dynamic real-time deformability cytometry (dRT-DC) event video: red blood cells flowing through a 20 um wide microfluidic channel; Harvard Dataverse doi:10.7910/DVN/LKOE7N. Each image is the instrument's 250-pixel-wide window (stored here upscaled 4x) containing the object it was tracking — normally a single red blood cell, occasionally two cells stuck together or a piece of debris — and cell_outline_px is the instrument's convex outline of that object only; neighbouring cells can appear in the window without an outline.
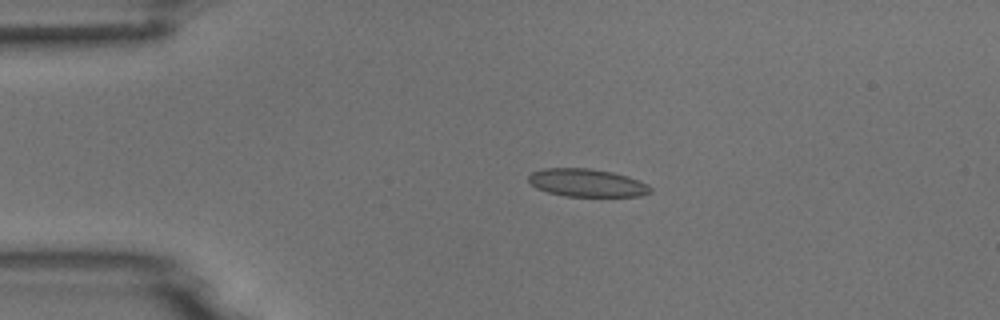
{"species": "common noctule bat (a hibernating species)", "species_latin": "Nyctalus noctula", "temperature_condition": "room temperature", "stored_images_in_passage": 4, "camera_frame_rate_fps": 3000, "um_per_image_px": 0.085, "animal": {"sex": "male", "body_mass_g": 18.8}, "frame": {"image": 1, "passage_image": 3, "time_ms": 3.333, "image_size_px": [1000, 320], "cell_outline_px": [[652, 192], [640, 196], [564, 196], [548, 192], [536, 188], [528, 180], [528, 176], [532, 172], [544, 168], [588, 168], [612, 172], [628, 176], [640, 180], [648, 184], [652, 188]], "centroid_in_image_um": [49.91, 15.54], "position_along_channel_um": 35.1, "area_um2": 19.88}}